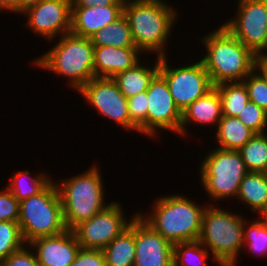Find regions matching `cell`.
<instances>
[{
    "label": "cell",
    "mask_w": 267,
    "mask_h": 266,
    "mask_svg": "<svg viewBox=\"0 0 267 266\" xmlns=\"http://www.w3.org/2000/svg\"><path fill=\"white\" fill-rule=\"evenodd\" d=\"M166 0L125 1L123 14L126 16L136 48L156 57H166L165 47L171 36L178 11Z\"/></svg>",
    "instance_id": "6da1fadb"
},
{
    "label": "cell",
    "mask_w": 267,
    "mask_h": 266,
    "mask_svg": "<svg viewBox=\"0 0 267 266\" xmlns=\"http://www.w3.org/2000/svg\"><path fill=\"white\" fill-rule=\"evenodd\" d=\"M134 266H173V244L147 224L139 214L134 217Z\"/></svg>",
    "instance_id": "9a60e30c"
},
{
    "label": "cell",
    "mask_w": 267,
    "mask_h": 266,
    "mask_svg": "<svg viewBox=\"0 0 267 266\" xmlns=\"http://www.w3.org/2000/svg\"><path fill=\"white\" fill-rule=\"evenodd\" d=\"M141 61L123 72L112 77L121 93L128 99L136 94L147 91L150 81L159 72L160 57H157L155 64L148 67Z\"/></svg>",
    "instance_id": "ffe728a7"
},
{
    "label": "cell",
    "mask_w": 267,
    "mask_h": 266,
    "mask_svg": "<svg viewBox=\"0 0 267 266\" xmlns=\"http://www.w3.org/2000/svg\"><path fill=\"white\" fill-rule=\"evenodd\" d=\"M147 95V136L156 138L161 129L180 135L182 112L176 106L166 80L159 73L150 81Z\"/></svg>",
    "instance_id": "4fadbf2b"
},
{
    "label": "cell",
    "mask_w": 267,
    "mask_h": 266,
    "mask_svg": "<svg viewBox=\"0 0 267 266\" xmlns=\"http://www.w3.org/2000/svg\"><path fill=\"white\" fill-rule=\"evenodd\" d=\"M57 43L32 63L39 68L68 78L69 87L79 91L94 75V45L90 38L71 32L62 35Z\"/></svg>",
    "instance_id": "277c9868"
},
{
    "label": "cell",
    "mask_w": 267,
    "mask_h": 266,
    "mask_svg": "<svg viewBox=\"0 0 267 266\" xmlns=\"http://www.w3.org/2000/svg\"><path fill=\"white\" fill-rule=\"evenodd\" d=\"M42 0H20L19 3V13L22 14L29 8L36 6Z\"/></svg>",
    "instance_id": "ab89813d"
},
{
    "label": "cell",
    "mask_w": 267,
    "mask_h": 266,
    "mask_svg": "<svg viewBox=\"0 0 267 266\" xmlns=\"http://www.w3.org/2000/svg\"><path fill=\"white\" fill-rule=\"evenodd\" d=\"M267 32L264 47L256 54V56H267Z\"/></svg>",
    "instance_id": "60d3db41"
},
{
    "label": "cell",
    "mask_w": 267,
    "mask_h": 266,
    "mask_svg": "<svg viewBox=\"0 0 267 266\" xmlns=\"http://www.w3.org/2000/svg\"><path fill=\"white\" fill-rule=\"evenodd\" d=\"M236 15L223 26L255 55L264 47L267 0H238Z\"/></svg>",
    "instance_id": "7c38bea8"
},
{
    "label": "cell",
    "mask_w": 267,
    "mask_h": 266,
    "mask_svg": "<svg viewBox=\"0 0 267 266\" xmlns=\"http://www.w3.org/2000/svg\"><path fill=\"white\" fill-rule=\"evenodd\" d=\"M260 218L264 221L265 225L267 226V211L263 212L260 215Z\"/></svg>",
    "instance_id": "b9f144b4"
},
{
    "label": "cell",
    "mask_w": 267,
    "mask_h": 266,
    "mask_svg": "<svg viewBox=\"0 0 267 266\" xmlns=\"http://www.w3.org/2000/svg\"><path fill=\"white\" fill-rule=\"evenodd\" d=\"M18 224L26 244L36 238L55 236L67 230L55 181L38 195L20 202Z\"/></svg>",
    "instance_id": "52a82bcc"
},
{
    "label": "cell",
    "mask_w": 267,
    "mask_h": 266,
    "mask_svg": "<svg viewBox=\"0 0 267 266\" xmlns=\"http://www.w3.org/2000/svg\"><path fill=\"white\" fill-rule=\"evenodd\" d=\"M31 250L32 248L25 244L22 248L9 255L1 263V266H40L35 253Z\"/></svg>",
    "instance_id": "e575fe53"
},
{
    "label": "cell",
    "mask_w": 267,
    "mask_h": 266,
    "mask_svg": "<svg viewBox=\"0 0 267 266\" xmlns=\"http://www.w3.org/2000/svg\"><path fill=\"white\" fill-rule=\"evenodd\" d=\"M90 39L94 46L136 47L129 22L124 14L93 34Z\"/></svg>",
    "instance_id": "cb8c5ba5"
},
{
    "label": "cell",
    "mask_w": 267,
    "mask_h": 266,
    "mask_svg": "<svg viewBox=\"0 0 267 266\" xmlns=\"http://www.w3.org/2000/svg\"><path fill=\"white\" fill-rule=\"evenodd\" d=\"M20 0H0V11L19 13Z\"/></svg>",
    "instance_id": "74e56055"
},
{
    "label": "cell",
    "mask_w": 267,
    "mask_h": 266,
    "mask_svg": "<svg viewBox=\"0 0 267 266\" xmlns=\"http://www.w3.org/2000/svg\"><path fill=\"white\" fill-rule=\"evenodd\" d=\"M221 102L223 116H235L244 109L249 100L247 87L243 81L225 82L216 85Z\"/></svg>",
    "instance_id": "484cf974"
},
{
    "label": "cell",
    "mask_w": 267,
    "mask_h": 266,
    "mask_svg": "<svg viewBox=\"0 0 267 266\" xmlns=\"http://www.w3.org/2000/svg\"><path fill=\"white\" fill-rule=\"evenodd\" d=\"M19 206L20 202L7 187L0 191V221L18 222Z\"/></svg>",
    "instance_id": "836d02e7"
},
{
    "label": "cell",
    "mask_w": 267,
    "mask_h": 266,
    "mask_svg": "<svg viewBox=\"0 0 267 266\" xmlns=\"http://www.w3.org/2000/svg\"><path fill=\"white\" fill-rule=\"evenodd\" d=\"M264 174H265V176H266V179H267V169L265 170Z\"/></svg>",
    "instance_id": "ee69618b"
},
{
    "label": "cell",
    "mask_w": 267,
    "mask_h": 266,
    "mask_svg": "<svg viewBox=\"0 0 267 266\" xmlns=\"http://www.w3.org/2000/svg\"><path fill=\"white\" fill-rule=\"evenodd\" d=\"M28 245L40 266H70L81 249L72 230L55 236L36 238Z\"/></svg>",
    "instance_id": "2e32d148"
},
{
    "label": "cell",
    "mask_w": 267,
    "mask_h": 266,
    "mask_svg": "<svg viewBox=\"0 0 267 266\" xmlns=\"http://www.w3.org/2000/svg\"><path fill=\"white\" fill-rule=\"evenodd\" d=\"M222 102L215 86L182 111L180 136L188 135L189 124L215 125L222 118ZM211 124V125H210Z\"/></svg>",
    "instance_id": "d6986e66"
},
{
    "label": "cell",
    "mask_w": 267,
    "mask_h": 266,
    "mask_svg": "<svg viewBox=\"0 0 267 266\" xmlns=\"http://www.w3.org/2000/svg\"><path fill=\"white\" fill-rule=\"evenodd\" d=\"M123 207L116 201L88 220L80 222L72 231L83 249L103 250L115 237L127 229L132 221L127 220Z\"/></svg>",
    "instance_id": "30bf717a"
},
{
    "label": "cell",
    "mask_w": 267,
    "mask_h": 266,
    "mask_svg": "<svg viewBox=\"0 0 267 266\" xmlns=\"http://www.w3.org/2000/svg\"><path fill=\"white\" fill-rule=\"evenodd\" d=\"M25 244L18 222L0 221V264Z\"/></svg>",
    "instance_id": "f546056e"
},
{
    "label": "cell",
    "mask_w": 267,
    "mask_h": 266,
    "mask_svg": "<svg viewBox=\"0 0 267 266\" xmlns=\"http://www.w3.org/2000/svg\"><path fill=\"white\" fill-rule=\"evenodd\" d=\"M236 198L259 216L267 211V179L265 174L248 172L240 183Z\"/></svg>",
    "instance_id": "44dd1931"
},
{
    "label": "cell",
    "mask_w": 267,
    "mask_h": 266,
    "mask_svg": "<svg viewBox=\"0 0 267 266\" xmlns=\"http://www.w3.org/2000/svg\"><path fill=\"white\" fill-rule=\"evenodd\" d=\"M72 6H108V5H124L123 0H71Z\"/></svg>",
    "instance_id": "8d00e7d4"
},
{
    "label": "cell",
    "mask_w": 267,
    "mask_h": 266,
    "mask_svg": "<svg viewBox=\"0 0 267 266\" xmlns=\"http://www.w3.org/2000/svg\"><path fill=\"white\" fill-rule=\"evenodd\" d=\"M238 151L249 172L264 173L267 169V132L254 134Z\"/></svg>",
    "instance_id": "4316f807"
},
{
    "label": "cell",
    "mask_w": 267,
    "mask_h": 266,
    "mask_svg": "<svg viewBox=\"0 0 267 266\" xmlns=\"http://www.w3.org/2000/svg\"><path fill=\"white\" fill-rule=\"evenodd\" d=\"M124 2L125 1H142V0H123Z\"/></svg>",
    "instance_id": "7bdbcfd3"
},
{
    "label": "cell",
    "mask_w": 267,
    "mask_h": 266,
    "mask_svg": "<svg viewBox=\"0 0 267 266\" xmlns=\"http://www.w3.org/2000/svg\"><path fill=\"white\" fill-rule=\"evenodd\" d=\"M249 100L267 112V80L255 68L244 80Z\"/></svg>",
    "instance_id": "4dcf8cb0"
},
{
    "label": "cell",
    "mask_w": 267,
    "mask_h": 266,
    "mask_svg": "<svg viewBox=\"0 0 267 266\" xmlns=\"http://www.w3.org/2000/svg\"><path fill=\"white\" fill-rule=\"evenodd\" d=\"M210 254L199 241L176 243L173 244V266H207Z\"/></svg>",
    "instance_id": "83f0119b"
},
{
    "label": "cell",
    "mask_w": 267,
    "mask_h": 266,
    "mask_svg": "<svg viewBox=\"0 0 267 266\" xmlns=\"http://www.w3.org/2000/svg\"><path fill=\"white\" fill-rule=\"evenodd\" d=\"M70 266H105L103 251L81 248Z\"/></svg>",
    "instance_id": "d590c367"
},
{
    "label": "cell",
    "mask_w": 267,
    "mask_h": 266,
    "mask_svg": "<svg viewBox=\"0 0 267 266\" xmlns=\"http://www.w3.org/2000/svg\"><path fill=\"white\" fill-rule=\"evenodd\" d=\"M245 219L209 201L205 208L198 241L213 255L219 266H237L244 247Z\"/></svg>",
    "instance_id": "5b68a950"
},
{
    "label": "cell",
    "mask_w": 267,
    "mask_h": 266,
    "mask_svg": "<svg viewBox=\"0 0 267 266\" xmlns=\"http://www.w3.org/2000/svg\"><path fill=\"white\" fill-rule=\"evenodd\" d=\"M141 54L136 47L94 46V75L112 78L137 64Z\"/></svg>",
    "instance_id": "ac0fdd59"
},
{
    "label": "cell",
    "mask_w": 267,
    "mask_h": 266,
    "mask_svg": "<svg viewBox=\"0 0 267 266\" xmlns=\"http://www.w3.org/2000/svg\"><path fill=\"white\" fill-rule=\"evenodd\" d=\"M124 5L72 6L70 32L85 38L114 22L123 14Z\"/></svg>",
    "instance_id": "e0dca14e"
},
{
    "label": "cell",
    "mask_w": 267,
    "mask_h": 266,
    "mask_svg": "<svg viewBox=\"0 0 267 266\" xmlns=\"http://www.w3.org/2000/svg\"><path fill=\"white\" fill-rule=\"evenodd\" d=\"M201 38L206 53L200 60L213 86L243 81L256 68V55L223 25Z\"/></svg>",
    "instance_id": "7a4b0ae2"
},
{
    "label": "cell",
    "mask_w": 267,
    "mask_h": 266,
    "mask_svg": "<svg viewBox=\"0 0 267 266\" xmlns=\"http://www.w3.org/2000/svg\"><path fill=\"white\" fill-rule=\"evenodd\" d=\"M40 173L32 176L33 173L28 170L19 171L11 176L10 184L6 186L13 196L21 202L31 196L38 195L52 182L51 175L48 177L47 172L43 173L42 171Z\"/></svg>",
    "instance_id": "d4e9b609"
},
{
    "label": "cell",
    "mask_w": 267,
    "mask_h": 266,
    "mask_svg": "<svg viewBox=\"0 0 267 266\" xmlns=\"http://www.w3.org/2000/svg\"><path fill=\"white\" fill-rule=\"evenodd\" d=\"M22 14L28 18L25 26L48 42L71 30V0H42Z\"/></svg>",
    "instance_id": "5bb4252c"
},
{
    "label": "cell",
    "mask_w": 267,
    "mask_h": 266,
    "mask_svg": "<svg viewBox=\"0 0 267 266\" xmlns=\"http://www.w3.org/2000/svg\"><path fill=\"white\" fill-rule=\"evenodd\" d=\"M253 219V221L248 222L250 223L249 225L247 221L244 225L243 248L248 249V253L256 254V256H267V226L260 217Z\"/></svg>",
    "instance_id": "f1b7e54d"
},
{
    "label": "cell",
    "mask_w": 267,
    "mask_h": 266,
    "mask_svg": "<svg viewBox=\"0 0 267 266\" xmlns=\"http://www.w3.org/2000/svg\"><path fill=\"white\" fill-rule=\"evenodd\" d=\"M167 57H160L158 73L166 80L172 98L182 112L214 86L201 60L174 68Z\"/></svg>",
    "instance_id": "9c48e42d"
},
{
    "label": "cell",
    "mask_w": 267,
    "mask_h": 266,
    "mask_svg": "<svg viewBox=\"0 0 267 266\" xmlns=\"http://www.w3.org/2000/svg\"><path fill=\"white\" fill-rule=\"evenodd\" d=\"M154 202L152 212H138L147 224L172 244L198 241L208 204L200 205L179 194L160 196Z\"/></svg>",
    "instance_id": "3957f363"
},
{
    "label": "cell",
    "mask_w": 267,
    "mask_h": 266,
    "mask_svg": "<svg viewBox=\"0 0 267 266\" xmlns=\"http://www.w3.org/2000/svg\"><path fill=\"white\" fill-rule=\"evenodd\" d=\"M79 93L101 116L114 120L115 124L125 130L138 132V127L129 117L128 100L112 78L94 77Z\"/></svg>",
    "instance_id": "8fae6325"
},
{
    "label": "cell",
    "mask_w": 267,
    "mask_h": 266,
    "mask_svg": "<svg viewBox=\"0 0 267 266\" xmlns=\"http://www.w3.org/2000/svg\"><path fill=\"white\" fill-rule=\"evenodd\" d=\"M256 69L267 80V56H256Z\"/></svg>",
    "instance_id": "f35d334b"
},
{
    "label": "cell",
    "mask_w": 267,
    "mask_h": 266,
    "mask_svg": "<svg viewBox=\"0 0 267 266\" xmlns=\"http://www.w3.org/2000/svg\"><path fill=\"white\" fill-rule=\"evenodd\" d=\"M127 100L130 120L138 127L140 134L147 136V91L140 92Z\"/></svg>",
    "instance_id": "1f68e13d"
},
{
    "label": "cell",
    "mask_w": 267,
    "mask_h": 266,
    "mask_svg": "<svg viewBox=\"0 0 267 266\" xmlns=\"http://www.w3.org/2000/svg\"><path fill=\"white\" fill-rule=\"evenodd\" d=\"M101 174L99 166L94 164L83 173L60 180V182L55 181L68 230L90 219L110 204L104 201L106 192Z\"/></svg>",
    "instance_id": "8992f818"
},
{
    "label": "cell",
    "mask_w": 267,
    "mask_h": 266,
    "mask_svg": "<svg viewBox=\"0 0 267 266\" xmlns=\"http://www.w3.org/2000/svg\"><path fill=\"white\" fill-rule=\"evenodd\" d=\"M217 148L224 150L241 149L253 136L254 132L235 116H222L216 127Z\"/></svg>",
    "instance_id": "603a6c76"
},
{
    "label": "cell",
    "mask_w": 267,
    "mask_h": 266,
    "mask_svg": "<svg viewBox=\"0 0 267 266\" xmlns=\"http://www.w3.org/2000/svg\"><path fill=\"white\" fill-rule=\"evenodd\" d=\"M237 118L255 134L267 131V112L255 103L249 101Z\"/></svg>",
    "instance_id": "d6a6232c"
},
{
    "label": "cell",
    "mask_w": 267,
    "mask_h": 266,
    "mask_svg": "<svg viewBox=\"0 0 267 266\" xmlns=\"http://www.w3.org/2000/svg\"><path fill=\"white\" fill-rule=\"evenodd\" d=\"M127 229L115 237L102 251L105 257V266H134L135 235L134 217Z\"/></svg>",
    "instance_id": "7402d4cb"
},
{
    "label": "cell",
    "mask_w": 267,
    "mask_h": 266,
    "mask_svg": "<svg viewBox=\"0 0 267 266\" xmlns=\"http://www.w3.org/2000/svg\"><path fill=\"white\" fill-rule=\"evenodd\" d=\"M199 172L201 186L214 205V201L216 204L229 197L236 198L240 183L249 171L239 151L216 147L202 159Z\"/></svg>",
    "instance_id": "ba28073f"
}]
</instances>
